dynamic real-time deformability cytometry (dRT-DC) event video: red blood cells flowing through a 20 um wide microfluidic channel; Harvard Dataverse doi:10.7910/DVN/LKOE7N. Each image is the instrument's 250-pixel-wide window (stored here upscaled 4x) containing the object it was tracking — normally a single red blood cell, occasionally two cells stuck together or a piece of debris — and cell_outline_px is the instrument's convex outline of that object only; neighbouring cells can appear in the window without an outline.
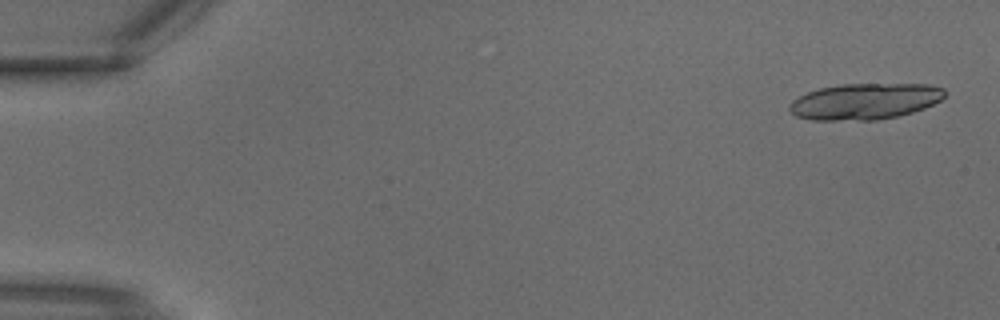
{"species": "common noctule bat (a hibernating species)", "species_latin": "Nyctalus noctula", "temperature_condition": "warm", "stored_images_in_passage": 3, "camera_frame_rate_fps": 3000, "um_per_image_px": 0.085, "animal": {"sex": "male", "body_mass_g": 18.8}, "frame": {"image": 1, "passage_image": 1, "time_ms": 0.0, "image_size_px": [1000, 320], "cell_outline_px": [[944, 96], [940, 100], [924, 108], [912, 112], [896, 116], [876, 120], [812, 120], [796, 116], [788, 108], [788, 104], [792, 100], [808, 92], [820, 88], [840, 84], [928, 84], [944, 88]], "centroid_in_image_um": [73.49, 8.61], "position_along_channel_um": 11.5, "area_um2": 32.6}}
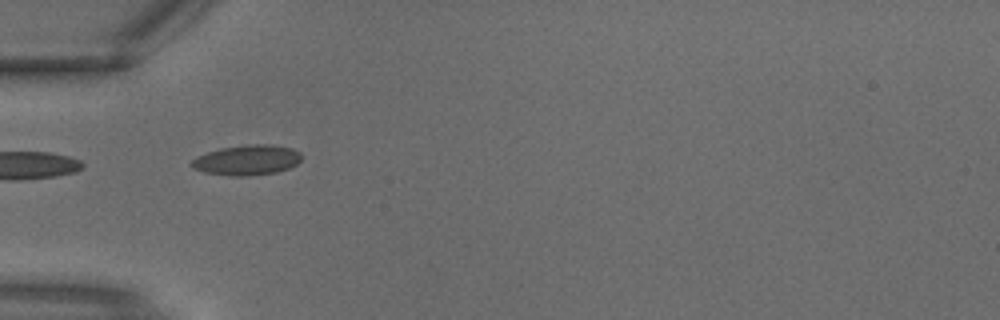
{"frame": {"image": 2, "passage_image": 3, "time_ms": 0.667, "image_size_px": [1000, 320], "cell_outline_px": [[300, 160], [296, 164], [288, 168], [276, 172], [248, 176], [232, 176], [204, 172], [192, 168], [188, 164], [196, 156], [220, 148], [248, 144], [272, 144], [292, 148], [300, 152]], "centroid_in_image_um": [20.96, 13.6], "position_along_channel_um": 64.0, "area_um2": 19.42}}